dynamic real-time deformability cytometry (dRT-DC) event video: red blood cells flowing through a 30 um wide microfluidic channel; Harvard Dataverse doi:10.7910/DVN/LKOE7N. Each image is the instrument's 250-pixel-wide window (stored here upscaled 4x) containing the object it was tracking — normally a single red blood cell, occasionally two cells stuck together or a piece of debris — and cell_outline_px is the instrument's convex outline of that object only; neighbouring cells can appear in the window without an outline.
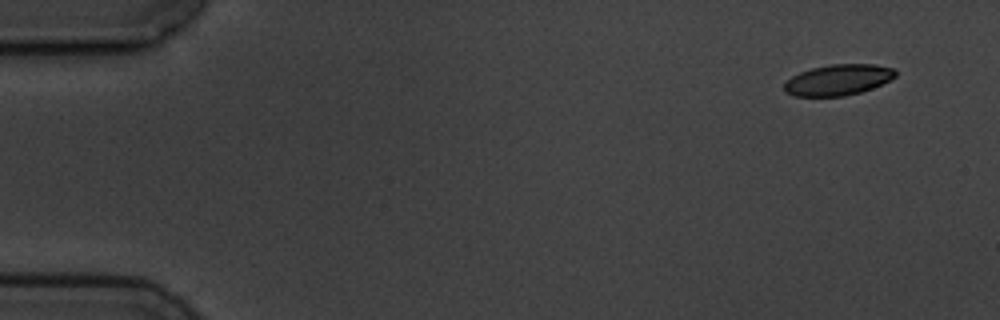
{"species": "common noctule bat (a hibernating species)", "species_latin": "Nyctalus noctula", "temperature_condition": "cold", "stored_images_in_passage": 4, "camera_frame_rate_fps": 3000, "um_per_image_px": 0.085, "animal": {"sex": "male", "body_mass_g": 19.5, "forearm_length_mm": 54.6}, "frame": {"image": 1, "passage_image": 1, "time_ms": 0.0, "image_size_px": [1000, 320], "cell_outline_px": [[896, 76], [872, 88], [860, 92], [844, 96], [792, 96], [784, 92], [784, 84], [792, 76], [800, 72], [812, 68], [832, 64], [876, 64], [892, 68], [896, 72]], "centroid_in_image_um": [71.21, 6.79], "position_along_channel_um": 13.8, "area_um2": 19.88}}